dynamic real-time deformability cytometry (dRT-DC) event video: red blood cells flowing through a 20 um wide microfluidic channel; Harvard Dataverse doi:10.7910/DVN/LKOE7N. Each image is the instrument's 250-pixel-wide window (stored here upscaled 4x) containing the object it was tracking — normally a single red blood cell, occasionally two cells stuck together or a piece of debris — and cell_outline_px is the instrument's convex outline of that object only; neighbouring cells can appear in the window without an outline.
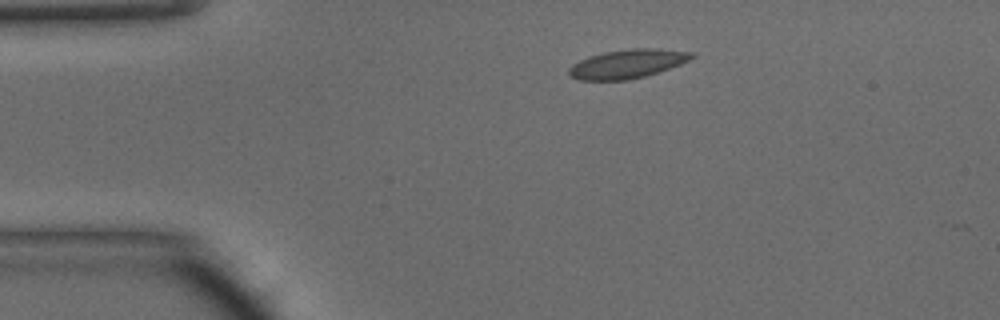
{"species": "common noctule bat (a hibernating species)", "species_latin": "Nyctalus noctula", "temperature_condition": "warm", "stored_images_in_passage": 39, "camera_frame_rate_fps": 3000, "um_per_image_px": 0.085, "animal": {"sex": "male", "body_mass_g": 15.6}, "frame": {"image": 1, "passage_image": 1, "time_ms": 0.0, "image_size_px": [1000, 320], "cell_outline_px": [[696, 56], [680, 64], [644, 76], [628, 80], [580, 80], [572, 76], [568, 72], [568, 68], [572, 64], [588, 56], [604, 52], [632, 48], [656, 48], [696, 52]], "centroid_in_image_um": [53.34, 5.41], "position_along_channel_um": 31.7, "area_um2": 20.58}}
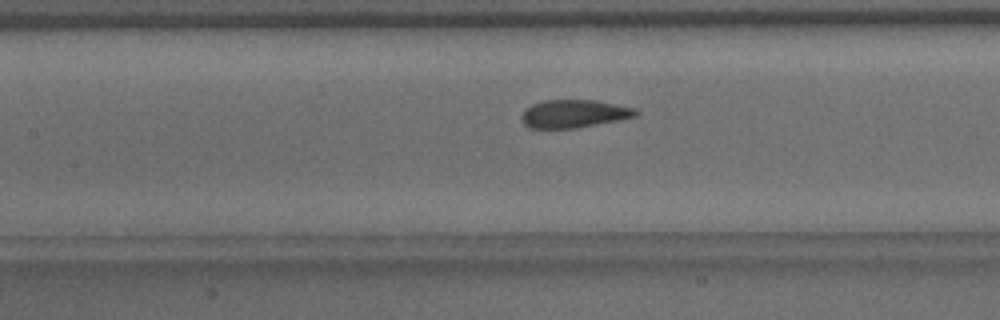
{"frame": {"image": 2, "passage_image": 13, "time_ms": 4.0, "image_size_px": [1000, 320], "cell_outline_px": [[640, 112], [636, 116], [620, 120], [576, 128], [528, 128], [520, 120], [520, 116], [532, 104], [544, 100], [596, 100], [636, 108]], "centroid_in_image_um": [48.8, 9.67], "position_along_channel_um": 158.6, "area_um2": 18.73}}
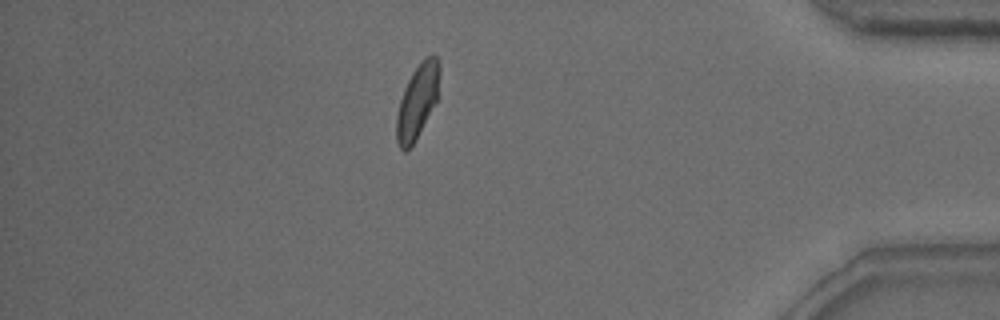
{"frame": {"image": 3, "passage_image": 33, "time_ms": 10.667, "image_size_px": [1000, 320], "cell_outline_px": [[440, 76], [436, 100], [416, 140], [404, 152], [400, 148], [396, 140], [396, 116], [400, 100], [404, 88], [412, 72], [424, 56], [432, 52], [440, 60]], "centroid_in_image_um": [35.48, 8.54], "position_along_channel_um": 399.7, "area_um2": 18.67}, "authors_computed_cell_mechanics": {"area_um2": 19.0162, "velocity_mm_per_s": 4.2196, "shape_relaxation_time_tau1_ms": 5.5141, "shape_relaxation_time_tau2_ms": null, "deformation_change_tau1": 0.1597, "deformation_change_tau2": null}}